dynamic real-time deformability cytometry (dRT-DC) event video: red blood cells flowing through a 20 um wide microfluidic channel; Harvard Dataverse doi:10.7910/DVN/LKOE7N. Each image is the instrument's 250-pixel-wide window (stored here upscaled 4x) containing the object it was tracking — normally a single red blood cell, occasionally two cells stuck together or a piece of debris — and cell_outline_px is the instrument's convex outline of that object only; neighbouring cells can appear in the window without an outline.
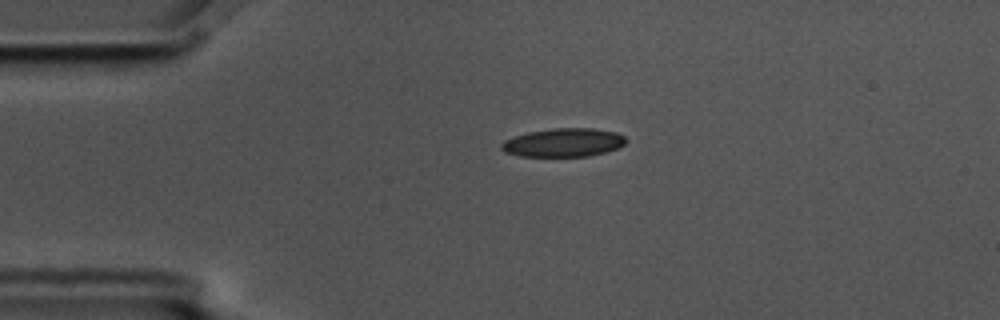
{"species": "common noctule bat (a hibernating species)", "species_latin": "Nyctalus noctula", "temperature_condition": "cold", "stored_images_in_passage": 2, "camera_frame_rate_fps": 3000, "um_per_image_px": 0.085, "animal": {"sex": "male", "body_mass_g": 17.5, "forearm_length_mm": 52.3}, "frame": {"image": 1, "passage_image": 1, "time_ms": 0.0, "image_size_px": [1000, 320], "cell_outline_px": [[628, 140], [624, 144], [616, 148], [604, 152], [588, 156], [520, 156], [504, 152], [500, 148], [500, 144], [504, 140], [528, 132], [552, 128], [592, 128], [616, 132], [624, 136]], "centroid_in_image_um": [47.88, 12.11], "position_along_channel_um": 37.1, "area_um2": 20.63}}